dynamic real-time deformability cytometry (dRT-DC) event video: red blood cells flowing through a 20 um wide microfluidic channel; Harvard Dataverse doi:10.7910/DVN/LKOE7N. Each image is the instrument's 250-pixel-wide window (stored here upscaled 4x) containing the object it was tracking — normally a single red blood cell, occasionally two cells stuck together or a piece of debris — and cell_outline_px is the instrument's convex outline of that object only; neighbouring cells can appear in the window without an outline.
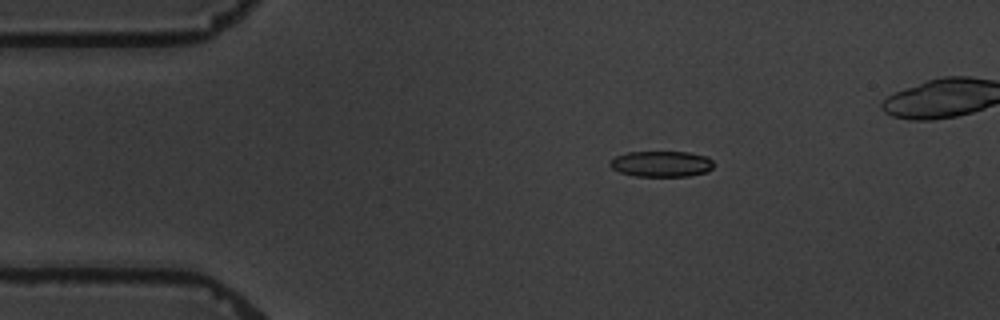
{"species": "common noctule bat (a hibernating species)", "species_latin": "Nyctalus noctula", "temperature_condition": "warm", "stored_images_in_passage": 10, "segment_of_instrument_passage": [1, 2], "camera_frame_rate_fps": 3000, "um_per_image_px": 0.085, "animal": {"sex": "male", "body_mass_g": 19.5, "forearm_length_mm": 54.6}, "frame": {"image": 1, "passage_image": 1, "time_ms": 0.0, "image_size_px": [1000, 320], "cell_outline_px": [[712, 168], [708, 172], [688, 176], [636, 176], [620, 172], [612, 168], [608, 164], [616, 156], [628, 152], [688, 152], [708, 156], [712, 160]], "centroid_in_image_um": [56.24, 13.93], "position_along_channel_um": 28.8, "area_um2": 15.61}}
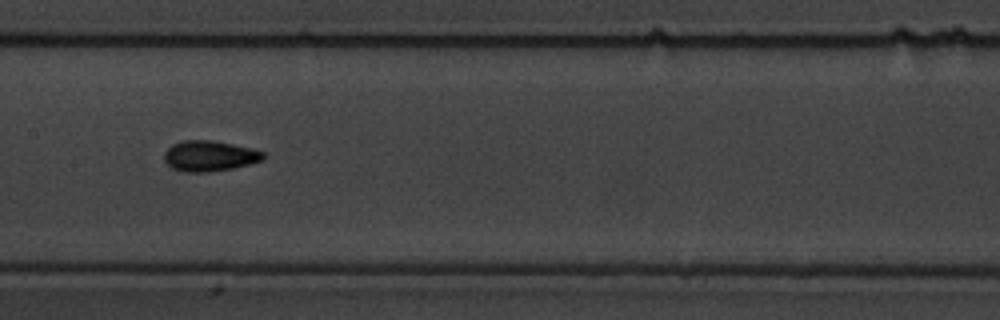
{"frame": {"image": 2, "passage_image": 6, "time_ms": 6.0, "image_size_px": [1000, 320], "cell_outline_px": [[264, 160], [232, 168], [208, 172], [184, 172], [172, 168], [164, 160], [164, 152], [172, 144], [184, 140], [212, 140], [252, 148], [264, 152]], "centroid_in_image_um": [17.79, 13.25], "position_along_channel_um": 189.6, "area_um2": 17.63}}
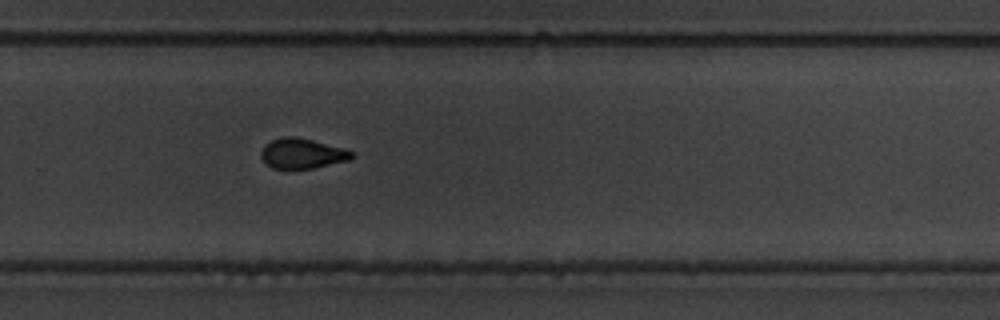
{"frame": {"image": 3, "passage_image": 9, "time_ms": 9.333, "image_size_px": [1000, 320], "cell_outline_px": [[356, 156], [348, 160], [312, 168], [272, 168], [264, 164], [260, 156], [260, 152], [264, 144], [272, 140], [284, 136], [292, 136], [312, 140], [344, 148], [352, 152]], "centroid_in_image_um": [25.64, 13.04], "position_along_channel_um": 304.2, "area_um2": 15.9}}